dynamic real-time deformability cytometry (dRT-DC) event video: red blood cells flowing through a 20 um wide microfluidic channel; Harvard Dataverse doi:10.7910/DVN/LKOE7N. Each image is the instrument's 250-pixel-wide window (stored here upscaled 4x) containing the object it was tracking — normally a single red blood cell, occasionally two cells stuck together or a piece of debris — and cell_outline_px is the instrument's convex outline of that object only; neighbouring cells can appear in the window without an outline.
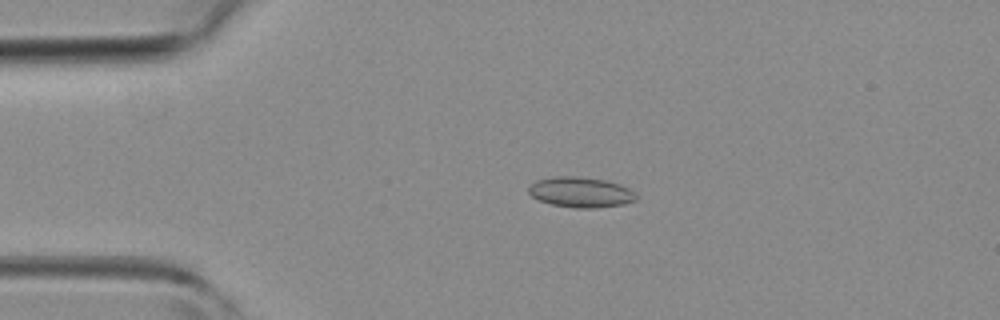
{"species": "common noctule bat (a hibernating species)", "species_latin": "Nyctalus noctula", "temperature_condition": "room temperature", "stored_images_in_passage": 3, "camera_frame_rate_fps": 3000, "um_per_image_px": 0.085, "animal": {"sex": "female", "body_mass_g": 19.3, "forearm_length_mm": 54.1}, "frame": {"image": 1, "passage_image": 2, "time_ms": 2.0, "image_size_px": [1000, 320], "cell_outline_px": [[636, 200], [624, 204], [596, 208], [576, 208], [552, 204], [540, 200], [532, 196], [528, 192], [528, 188], [536, 180], [556, 176], [576, 176], [604, 180], [620, 184], [628, 188], [636, 196]], "centroid_in_image_um": [49.35, 16.34], "position_along_channel_um": 35.7, "area_um2": 18.84}}